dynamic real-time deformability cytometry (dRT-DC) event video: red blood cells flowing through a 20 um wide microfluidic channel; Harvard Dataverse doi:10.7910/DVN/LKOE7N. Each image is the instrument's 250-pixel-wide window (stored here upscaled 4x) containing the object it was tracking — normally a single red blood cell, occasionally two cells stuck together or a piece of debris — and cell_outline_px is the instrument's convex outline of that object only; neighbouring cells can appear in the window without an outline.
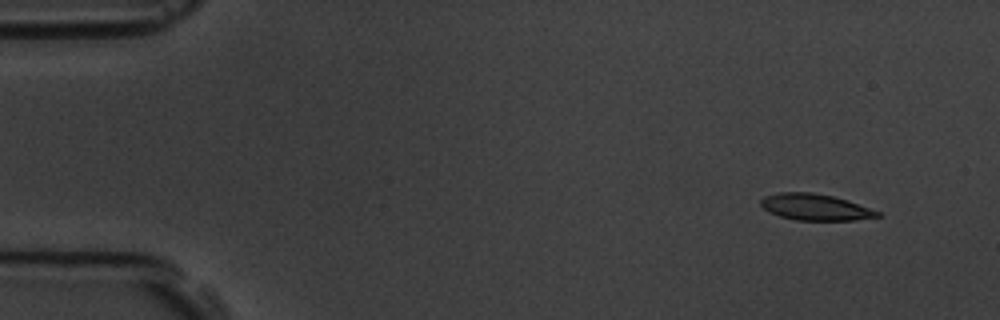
{"species": "common noctule bat (a hibernating species)", "species_latin": "Nyctalus noctula", "temperature_condition": "room temperature", "stored_images_in_passage": 6, "camera_frame_rate_fps": 3000, "um_per_image_px": 0.085, "animal": {"sex": "male", "body_mass_g": 19.5, "forearm_length_mm": 54.6}, "frame": {"image": 1, "passage_image": 2, "time_ms": 1.333, "image_size_px": [1000, 320], "cell_outline_px": [[880, 216], [856, 220], [796, 220], [780, 216], [768, 212], [760, 204], [760, 200], [764, 196], [780, 192], [812, 192], [832, 196], [848, 200], [880, 212]], "centroid_in_image_um": [69.27, 17.6], "position_along_channel_um": 15.7, "area_um2": 17.86}}
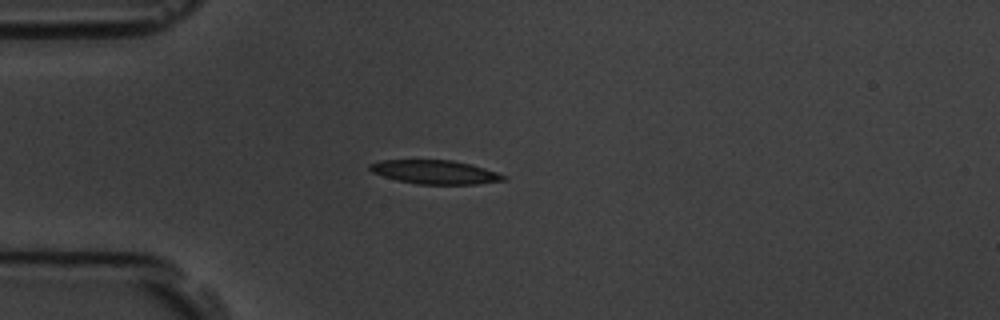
{"frame": {"image": 2, "passage_image": 5, "time_ms": 4.667, "image_size_px": [1000, 320], "cell_outline_px": [[508, 180], [476, 184], [416, 184], [396, 180], [372, 172], [368, 168], [368, 164], [380, 160], [452, 160], [484, 168], [508, 176]], "centroid_in_image_um": [36.97, 14.63], "position_along_channel_um": 48.0, "area_um2": 18.55}}